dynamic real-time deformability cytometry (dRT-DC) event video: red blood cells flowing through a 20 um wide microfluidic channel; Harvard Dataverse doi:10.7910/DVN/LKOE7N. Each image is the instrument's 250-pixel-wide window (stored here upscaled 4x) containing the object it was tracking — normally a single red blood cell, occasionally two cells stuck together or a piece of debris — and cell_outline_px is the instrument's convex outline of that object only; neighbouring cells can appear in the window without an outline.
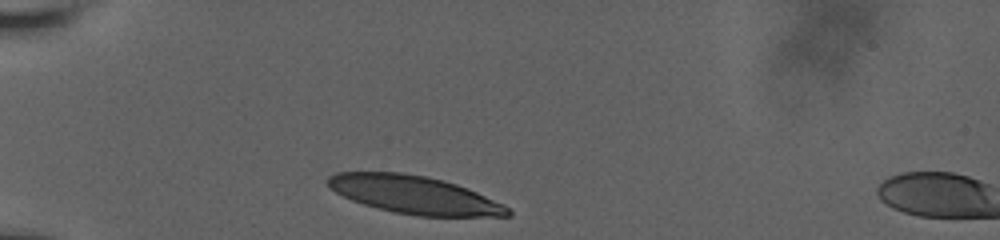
{"species": "human", "species_latin": "Homo sapiens", "temperature_condition": "room temperature", "stored_images_in_passage": 3, "camera_frame_rate_fps": 3000, "um_per_image_px": 0.085, "donor": {"sex": "male"}, "frame": {"image": 1, "passage_image": 1, "time_ms": 0.0, "image_size_px": [1000, 240], "cell_outline_px": [[512, 216], [420, 216], [392, 212], [376, 208], [352, 200], [336, 192], [328, 184], [328, 176], [336, 172], [400, 172], [424, 176], [444, 180], [468, 188], [504, 204], [512, 212]], "centroid_in_image_um": [35.24, 16.56], "position_along_channel_um": 49.8, "area_um2": 39.65}}